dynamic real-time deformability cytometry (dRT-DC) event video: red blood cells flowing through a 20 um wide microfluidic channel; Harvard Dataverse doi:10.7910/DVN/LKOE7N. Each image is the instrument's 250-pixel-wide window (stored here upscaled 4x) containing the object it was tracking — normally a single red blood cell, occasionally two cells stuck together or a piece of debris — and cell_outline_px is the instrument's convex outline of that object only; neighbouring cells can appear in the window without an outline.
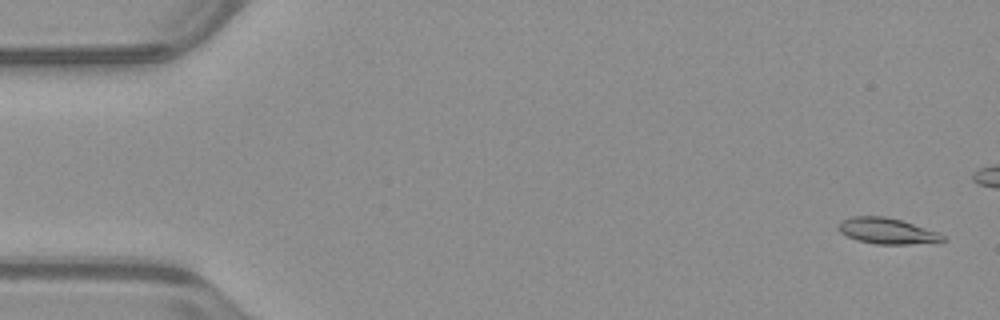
{"species": "common noctule bat (a hibernating species)", "species_latin": "Nyctalus noctula", "temperature_condition": "warm", "stored_images_in_passage": 43, "camera_frame_rate_fps": 3000, "um_per_image_px": 0.085, "animal": {"sex": "male", "body_mass_g": 23.1, "forearm_length_mm": 52.7}, "frame": {"image": 1, "passage_image": 2, "time_ms": 0.333, "image_size_px": [1000, 320], "cell_outline_px": [[944, 240], [940, 244], [876, 244], [856, 240], [840, 232], [836, 228], [836, 224], [840, 220], [852, 216], [884, 216], [900, 220], [936, 232], [944, 236]], "centroid_in_image_um": [75.37, 19.65], "position_along_channel_um": 9.6, "area_um2": 15.95}}
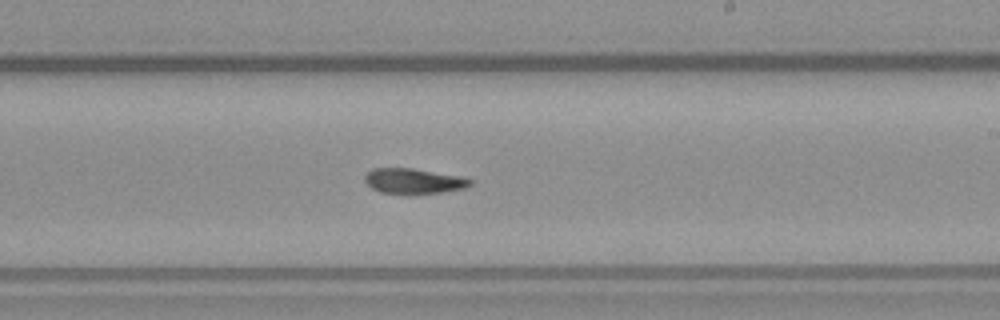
{"frame": {"image": 2, "passage_image": 31, "time_ms": 10.0, "image_size_px": [1000, 320], "cell_outline_px": [[472, 184], [464, 188], [440, 192], [380, 192], [372, 188], [364, 180], [364, 176], [372, 168], [412, 168], [456, 176], [472, 180]], "centroid_in_image_um": [35.11, 15.36], "position_along_channel_um": 253.9, "area_um2": 14.8}}
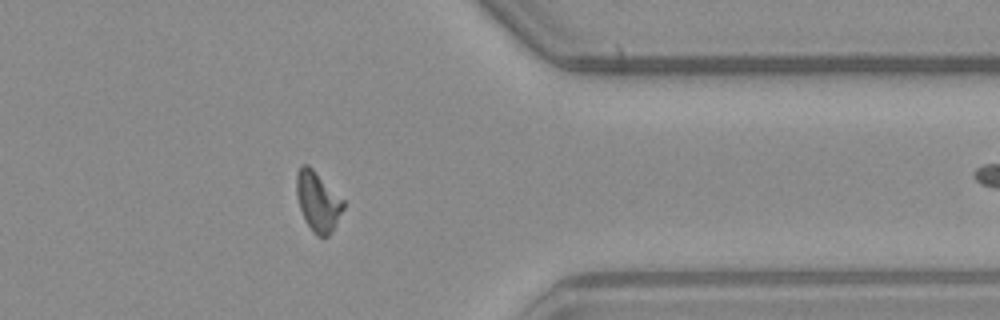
{"frame": {"image": 3, "passage_image": 42, "time_ms": 13.667, "image_size_px": [1000, 320], "cell_outline_px": [[344, 208], [328, 236], [316, 236], [304, 220], [296, 196], [296, 172], [304, 164], [308, 164], [344, 200]], "centroid_in_image_um": [26.99, 17.11], "position_along_channel_um": 384.4, "area_um2": 16.13}}